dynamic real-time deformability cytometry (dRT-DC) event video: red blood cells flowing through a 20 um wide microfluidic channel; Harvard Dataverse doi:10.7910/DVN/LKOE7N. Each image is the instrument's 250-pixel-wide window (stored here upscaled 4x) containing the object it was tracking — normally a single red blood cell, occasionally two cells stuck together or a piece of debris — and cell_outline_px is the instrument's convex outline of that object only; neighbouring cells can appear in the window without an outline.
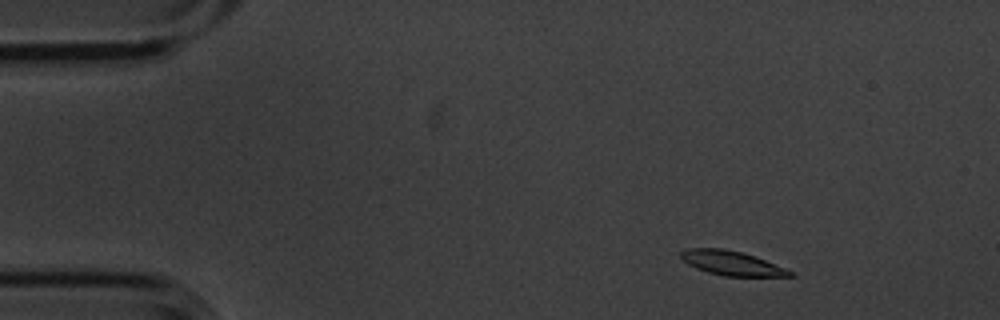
{"species": "common noctule bat (a hibernating species)", "species_latin": "Nyctalus noctula", "temperature_condition": "cold", "stored_images_in_passage": 4, "camera_frame_rate_fps": 3000, "um_per_image_px": 0.085, "animal": {"sex": "male", "body_mass_g": 20.1, "forearm_length_mm": 53.5}, "frame": {"image": 1, "passage_image": 1, "time_ms": 0.0, "image_size_px": [1000, 320], "cell_outline_px": [[796, 276], [724, 276], [708, 272], [696, 268], [688, 264], [680, 256], [680, 252], [688, 248], [724, 248], [744, 252], [796, 272]], "centroid_in_image_um": [62.22, 22.36], "position_along_channel_um": 22.8, "area_um2": 15.55}}